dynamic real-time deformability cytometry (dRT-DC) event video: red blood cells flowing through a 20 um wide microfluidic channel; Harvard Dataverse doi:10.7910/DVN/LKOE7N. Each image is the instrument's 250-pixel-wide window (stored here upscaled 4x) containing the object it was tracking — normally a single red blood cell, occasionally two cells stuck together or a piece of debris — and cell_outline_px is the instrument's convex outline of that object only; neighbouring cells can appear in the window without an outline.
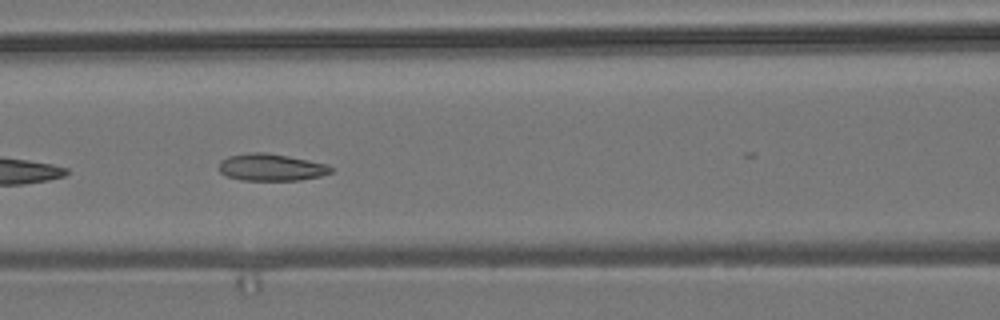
{"species": "common noctule bat (a hibernating species)", "species_latin": "Nyctalus noctula", "temperature_condition": "room temperature", "stored_images_in_passage": 14, "camera_frame_rate_fps": 3000, "um_per_image_px": 0.085, "animal": {"sex": "male", "body_mass_g": 19.2, "forearm_length_mm": 51.8}, "frame": {"image": 1, "passage_image": 7, "time_ms": 7.0, "image_size_px": [1000, 320], "cell_outline_px": [[332, 172], [320, 176], [300, 180], [240, 180], [228, 176], [220, 172], [220, 160], [228, 156], [248, 152], [264, 152], [288, 156], [328, 164], [332, 168]], "centroid_in_image_um": [23.04, 14.21], "position_along_channel_um": 143.6, "area_um2": 17.63}}